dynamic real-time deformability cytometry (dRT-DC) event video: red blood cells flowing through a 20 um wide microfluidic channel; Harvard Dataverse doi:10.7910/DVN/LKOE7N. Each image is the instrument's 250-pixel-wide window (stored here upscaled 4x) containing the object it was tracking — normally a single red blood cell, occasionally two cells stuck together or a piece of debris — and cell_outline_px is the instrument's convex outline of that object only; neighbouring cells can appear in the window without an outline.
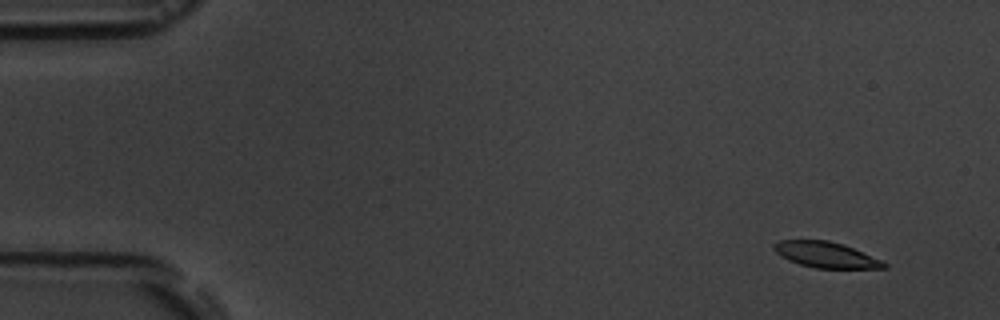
{"species": "common noctule bat (a hibernating species)", "species_latin": "Nyctalus noctula", "temperature_condition": "room temperature", "stored_images_in_passage": 5, "camera_frame_rate_fps": 3000, "um_per_image_px": 0.085, "animal": {"sex": "male", "body_mass_g": 19.5, "forearm_length_mm": 54.6}, "frame": {"image": 1, "passage_image": 1, "time_ms": 0.0, "image_size_px": [1000, 320], "cell_outline_px": [[888, 268], [816, 268], [800, 264], [788, 260], [780, 256], [772, 248], [772, 244], [780, 240], [828, 240], [844, 244], [880, 260], [888, 264]], "centroid_in_image_um": [70.16, 21.65], "position_along_channel_um": 14.8, "area_um2": 16.47}}
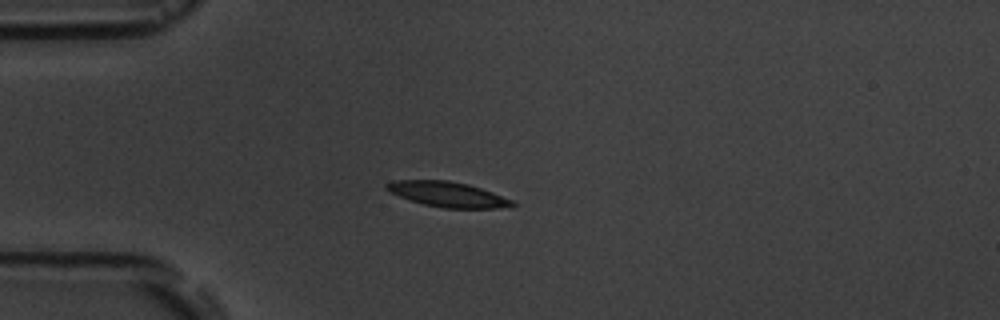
{"frame": {"image": 2, "passage_image": 4, "time_ms": 3.667, "image_size_px": [1000, 320], "cell_outline_px": [[516, 204], [512, 208], [444, 208], [424, 204], [388, 192], [384, 188], [384, 184], [392, 180], [448, 180], [468, 184], [492, 192], [512, 200]], "centroid_in_image_um": [38.05, 16.51], "position_along_channel_um": 47.0, "area_um2": 18.5}}